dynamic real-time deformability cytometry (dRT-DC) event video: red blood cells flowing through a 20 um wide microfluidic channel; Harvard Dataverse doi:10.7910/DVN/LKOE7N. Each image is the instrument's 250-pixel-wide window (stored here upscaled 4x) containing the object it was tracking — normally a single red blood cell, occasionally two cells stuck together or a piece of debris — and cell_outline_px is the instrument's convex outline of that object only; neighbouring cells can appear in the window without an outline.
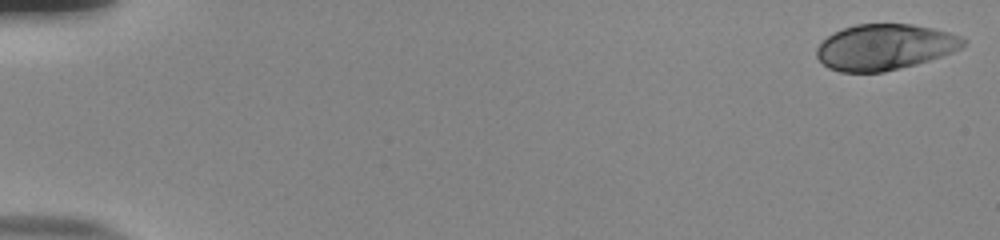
{"species": "human", "species_latin": "Homo sapiens", "temperature_condition": "room temperature", "stored_images_in_passage": 54, "camera_frame_rate_fps": 3000, "um_per_image_px": 0.085, "donor": {"sex": "male"}, "frame": {"image": 1, "passage_image": 1, "time_ms": 0.0, "image_size_px": [1000, 240], "cell_outline_px": [[968, 40], [960, 48], [952, 52], [916, 64], [884, 72], [840, 72], [828, 68], [816, 56], [816, 48], [832, 32], [856, 24], [912, 24], [932, 28], [964, 36]], "centroid_in_image_um": [75.2, 3.99], "position_along_channel_um": 9.8, "area_um2": 39.13}}
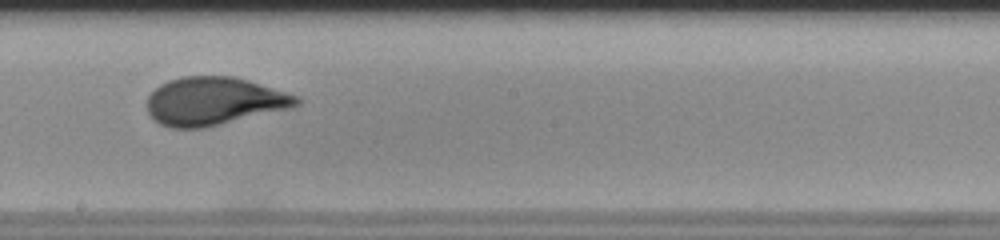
{"frame": {"image": 2, "passage_image": 32, "time_ms": 10.333, "image_size_px": [1000, 240], "cell_outline_px": [[300, 104], [292, 108], [204, 128], [172, 128], [160, 124], [152, 120], [148, 112], [148, 96], [160, 84], [168, 80], [184, 76], [232, 76], [248, 80], [300, 96]], "centroid_in_image_um": [18.2, 8.6], "position_along_channel_um": 230.0, "area_um2": 42.08}}
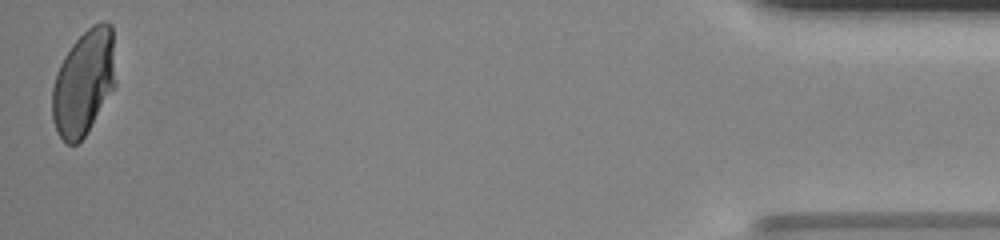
{"frame": {"image": 3, "passage_image": 54, "time_ms": 17.667, "image_size_px": [1000, 240], "cell_outline_px": [[116, 84], [88, 132], [76, 144], [68, 144], [56, 132], [52, 120], [52, 88], [60, 64], [64, 56], [72, 44], [92, 24], [104, 20], [112, 24]], "centroid_in_image_um": [7.13, 7.0], "position_along_channel_um": 428.1, "area_um2": 39.07}, "authors_computed_cell_mechanics": {"area_um2": 40.4889, "velocity_mm_per_s": 3.7991, "shape_relaxation_time_tau1_ms": 6.6726, "shape_relaxation_time_tau2_ms": null, "deformation_change_tau1": 0.233, "deformation_change_tau2": null}}